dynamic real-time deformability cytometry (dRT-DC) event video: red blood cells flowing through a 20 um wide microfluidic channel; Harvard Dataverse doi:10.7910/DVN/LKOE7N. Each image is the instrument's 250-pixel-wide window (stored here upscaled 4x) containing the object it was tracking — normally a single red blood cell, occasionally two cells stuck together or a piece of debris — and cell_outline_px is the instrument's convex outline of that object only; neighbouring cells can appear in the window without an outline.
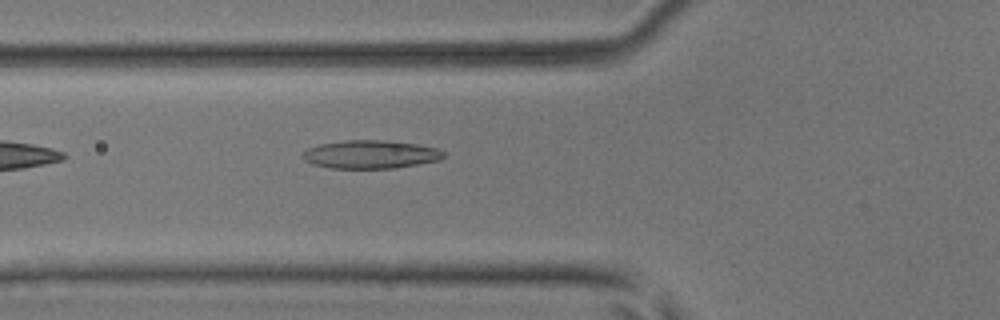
{"species": "common noctule bat (a hibernating species)", "species_latin": "Nyctalus noctula", "temperature_condition": "room temperature", "stored_images_in_passage": 4, "camera_frame_rate_fps": 3000, "um_per_image_px": 0.085, "animal": {"sex": "male", "body_mass_g": 17.9, "forearm_length_mm": 54.2}, "frame": {"image": 1, "passage_image": 4, "time_ms": 1.0, "image_size_px": [1000, 320], "cell_outline_px": [[444, 156], [440, 160], [392, 168], [332, 168], [312, 164], [304, 160], [300, 156], [308, 148], [320, 144], [344, 140], [384, 140], [416, 144], [436, 148], [444, 152]], "centroid_in_image_um": [31.46, 13.12], "position_along_channel_um": 94.3, "area_um2": 23.06}}